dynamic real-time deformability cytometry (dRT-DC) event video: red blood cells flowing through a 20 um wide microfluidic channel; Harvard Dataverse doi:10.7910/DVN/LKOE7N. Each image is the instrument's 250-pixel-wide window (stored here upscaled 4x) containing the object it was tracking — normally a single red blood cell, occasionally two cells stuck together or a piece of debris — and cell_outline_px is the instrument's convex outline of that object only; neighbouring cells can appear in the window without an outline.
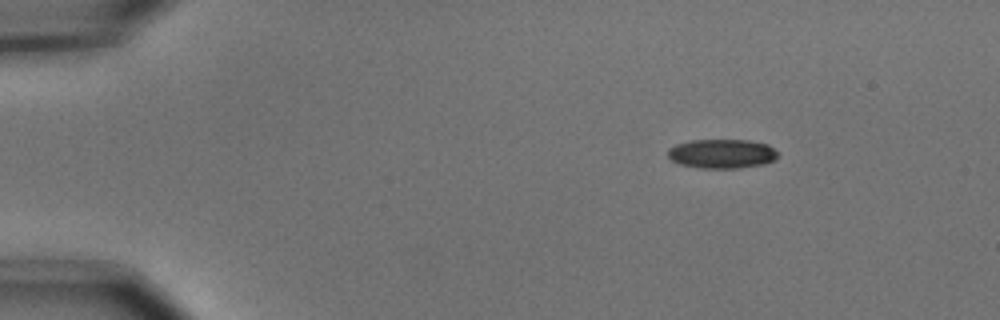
{"species": "common noctule bat (a hibernating species)", "species_latin": "Nyctalus noctula", "temperature_condition": "cold", "stored_images_in_passage": 9, "camera_frame_rate_fps": 3000, "um_per_image_px": 0.085, "animal": {"sex": "male", "body_mass_g": 15.6}, "frame": {"image": 1, "passage_image": 1, "time_ms": 0.0, "image_size_px": [1000, 320], "cell_outline_px": [[780, 152], [776, 160], [764, 164], [740, 168], [700, 168], [680, 164], [672, 160], [668, 156], [668, 148], [676, 144], [692, 140], [748, 140], [768, 144]], "centroid_in_image_um": [61.41, 13.06], "position_along_channel_um": 23.6, "area_um2": 18.96}}
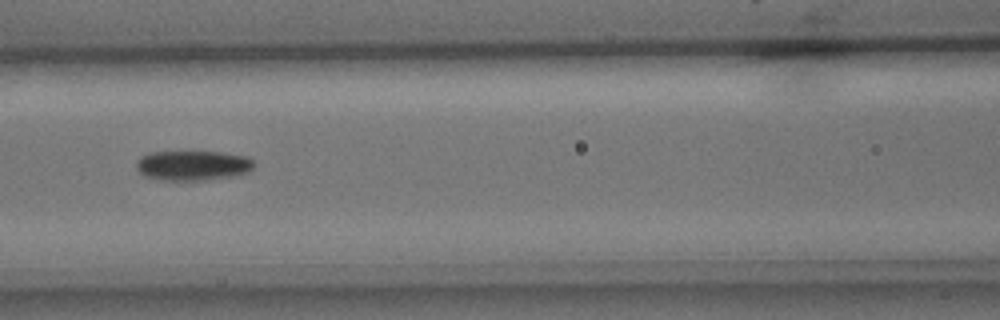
{"frame": {"image": 2, "passage_image": 6, "time_ms": 1.667, "image_size_px": [1000, 320], "cell_outline_px": [[256, 164], [248, 172], [232, 176], [204, 180], [160, 180], [144, 176], [136, 168], [136, 160], [140, 156], [148, 152], [220, 152], [244, 156], [252, 160]], "centroid_in_image_um": [16.34, 14.06], "position_along_channel_um": 150.3, "area_um2": 20.52}}
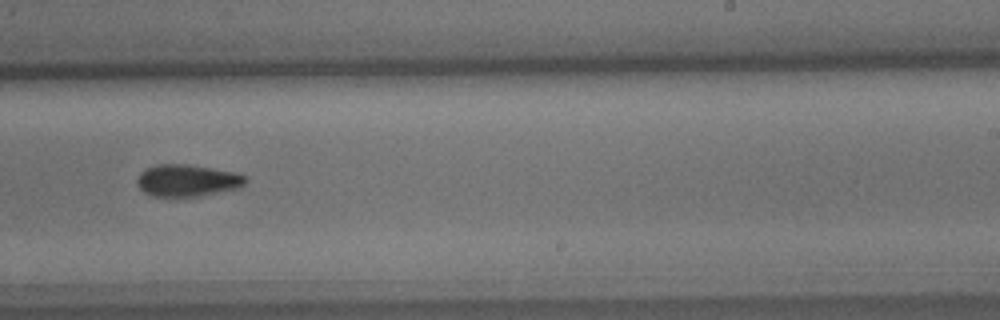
{"frame": {"image": 3, "passage_image": 9, "time_ms": 2.667, "image_size_px": [1000, 320], "cell_outline_px": [[248, 180], [240, 188], [196, 196], [152, 196], [144, 192], [136, 184], [136, 180], [140, 172], [144, 168], [156, 164], [184, 164], [240, 172], [248, 176]], "centroid_in_image_um": [15.94, 15.32], "position_along_channel_um": 273.1, "area_um2": 20.46}}